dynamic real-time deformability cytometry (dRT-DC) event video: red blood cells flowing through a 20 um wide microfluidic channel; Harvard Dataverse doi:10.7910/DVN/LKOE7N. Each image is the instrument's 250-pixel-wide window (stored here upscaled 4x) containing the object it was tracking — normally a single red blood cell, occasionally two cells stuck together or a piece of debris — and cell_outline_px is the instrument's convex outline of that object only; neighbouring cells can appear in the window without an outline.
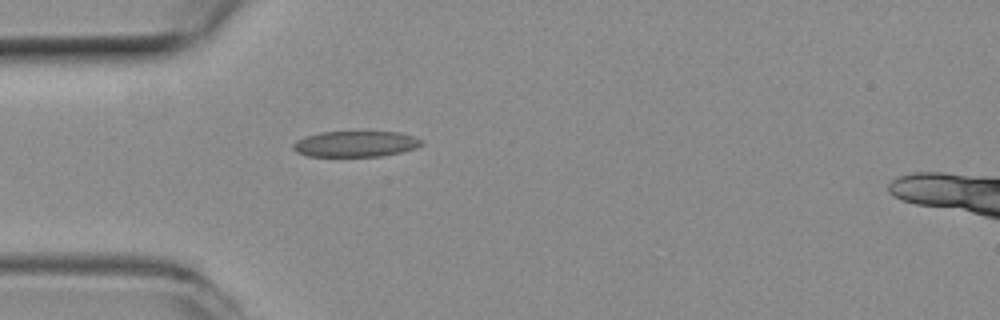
{"species": "common noctule bat (a hibernating species)", "species_latin": "Nyctalus noctula", "temperature_condition": "room temperature", "stored_images_in_passage": 38, "camera_frame_rate_fps": 3000, "um_per_image_px": 0.085, "animal": {"sex": "female", "body_mass_g": 19.3, "forearm_length_mm": 54.1}, "frame": {"image": 1, "passage_image": 1, "time_ms": 0.0, "image_size_px": [1000, 320], "cell_outline_px": [[424, 140], [416, 148], [400, 152], [380, 156], [308, 156], [296, 152], [292, 148], [292, 144], [296, 140], [320, 132], [400, 132]], "centroid_in_image_um": [30.2, 12.23], "position_along_channel_um": 54.8, "area_um2": 19.19}}
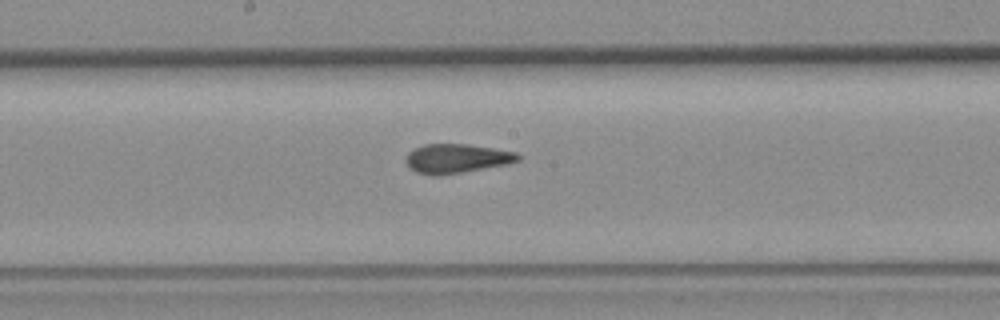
{"frame": {"image": 2, "passage_image": 13, "time_ms": 4.0, "image_size_px": [1000, 320], "cell_outline_px": [[520, 160], [508, 164], [440, 176], [432, 176], [416, 172], [408, 168], [408, 152], [424, 144], [464, 144], [492, 148], [516, 152], [520, 156]], "centroid_in_image_um": [38.82, 13.49], "position_along_channel_um": 209.4, "area_um2": 18.96}}
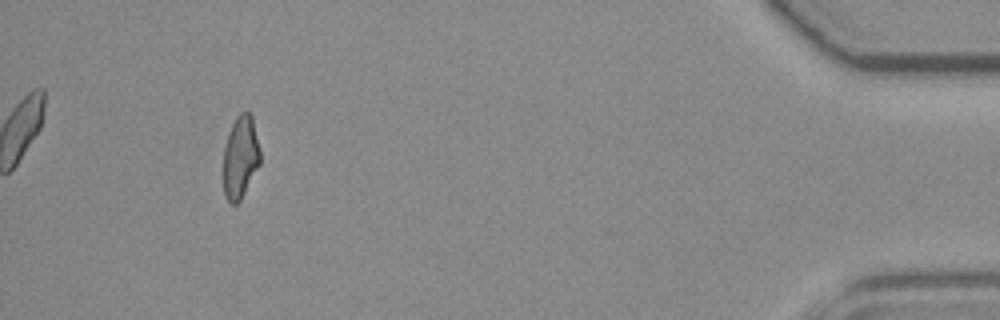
{"frame": {"image": 3, "passage_image": 34, "time_ms": 11.0, "image_size_px": [1000, 320], "cell_outline_px": [[260, 164], [240, 200], [236, 204], [232, 204], [224, 196], [224, 148], [232, 124], [236, 116], [240, 112], [248, 112], [252, 116], [260, 148]], "centroid_in_image_um": [20.45, 13.35], "position_along_channel_um": 414.8, "area_um2": 17.57}, "authors_computed_cell_mechanics": {"area_um2": 18.9295, "velocity_mm_per_s": 3.9781, "shape_relaxation_time_tau1_ms": null, "shape_relaxation_time_tau2_ms": 0.8177, "deformation_change_tau1": null, "deformation_change_tau2": 0.0643}}